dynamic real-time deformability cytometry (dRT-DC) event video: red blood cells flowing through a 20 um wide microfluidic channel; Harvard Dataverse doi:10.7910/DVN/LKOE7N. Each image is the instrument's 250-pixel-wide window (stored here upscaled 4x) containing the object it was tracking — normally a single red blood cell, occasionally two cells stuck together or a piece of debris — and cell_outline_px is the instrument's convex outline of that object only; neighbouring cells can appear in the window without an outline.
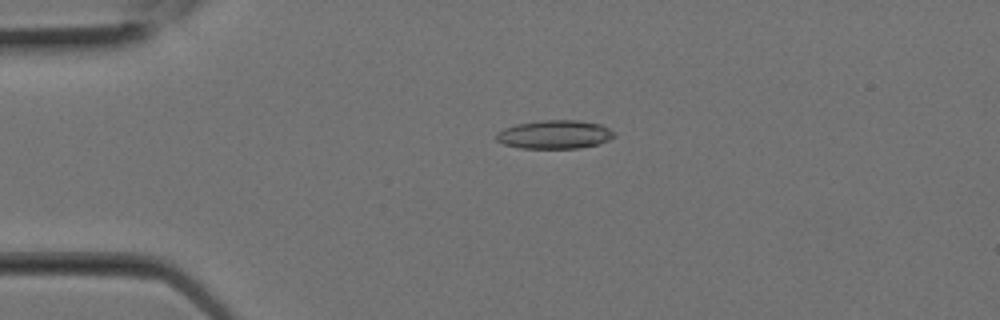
{"species": "Egyptian fruit bat (a non-hibernating species)", "species_latin": "Rousettus aegyptiacus", "temperature_condition": "room temperature", "stored_images_in_passage": 1, "camera_frame_rate_fps": 3000, "um_per_image_px": 0.085, "animal": {"sex": "female"}, "frame": {"image": 1, "passage_image": 1, "time_ms": 0.0, "image_size_px": [1000, 320], "cell_outline_px": [[616, 136], [608, 140], [596, 144], [580, 148], [520, 148], [504, 144], [496, 140], [496, 132], [504, 128], [516, 124], [540, 120], [576, 120], [600, 124], [616, 132]], "centroid_in_image_um": [47.14, 11.43], "position_along_channel_um": 37.9, "area_um2": 19.65}}